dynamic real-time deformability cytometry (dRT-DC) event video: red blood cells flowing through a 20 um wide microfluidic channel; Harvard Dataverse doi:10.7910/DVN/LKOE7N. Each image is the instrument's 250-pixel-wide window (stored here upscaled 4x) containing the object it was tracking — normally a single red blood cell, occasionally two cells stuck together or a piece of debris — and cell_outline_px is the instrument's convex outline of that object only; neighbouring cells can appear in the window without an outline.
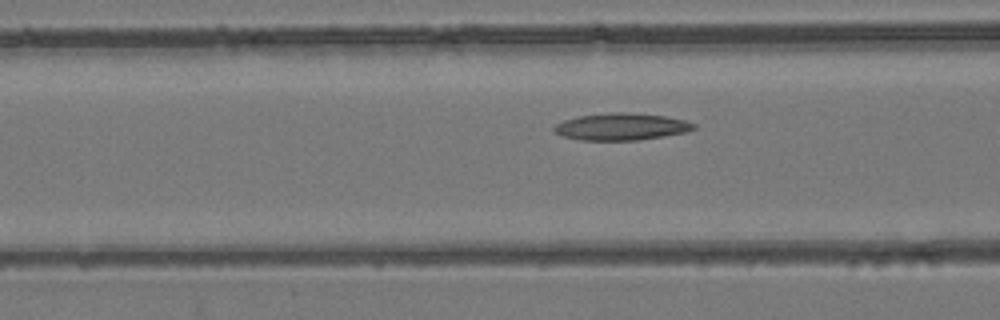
{"species": "common noctule bat (a hibernating species)", "species_latin": "Nyctalus noctula", "temperature_condition": "room temperature", "stored_images_in_passage": 16, "camera_frame_rate_fps": 3000, "um_per_image_px": 0.085, "animal": {"sex": "female", "body_mass_g": 24.6, "forearm_length_mm": 56.2}, "frame": {"image": 1, "passage_image": 7, "time_ms": 2.0, "image_size_px": [1000, 320], "cell_outline_px": [[696, 128], [688, 132], [664, 136], [636, 140], [580, 140], [560, 136], [552, 132], [552, 128], [556, 124], [564, 120], [580, 116], [608, 112], [624, 112], [664, 116], [684, 120], [696, 124]], "centroid_in_image_um": [52.78, 10.77], "position_along_channel_um": 113.8, "area_um2": 22.08}}
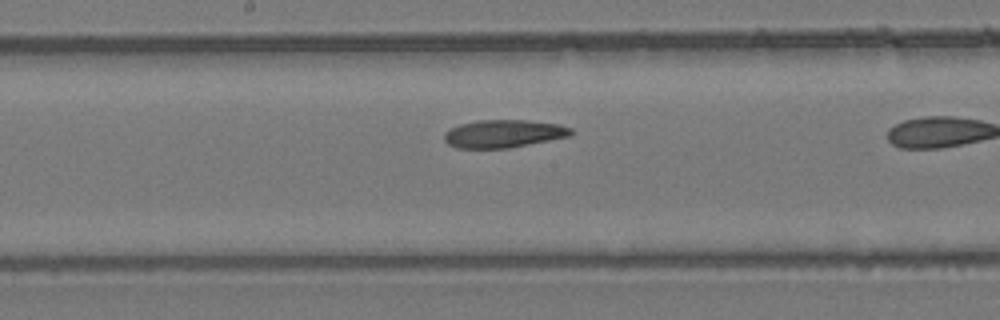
{"frame": {"image": 2, "passage_image": 14, "time_ms": 4.333, "image_size_px": [1000, 320], "cell_outline_px": [[572, 132], [568, 136], [508, 148], [456, 148], [448, 144], [444, 140], [444, 132], [460, 124], [476, 120], [528, 120], [560, 124], [572, 128]], "centroid_in_image_um": [42.77, 11.35], "position_along_channel_um": 205.4, "area_um2": 20.46}}